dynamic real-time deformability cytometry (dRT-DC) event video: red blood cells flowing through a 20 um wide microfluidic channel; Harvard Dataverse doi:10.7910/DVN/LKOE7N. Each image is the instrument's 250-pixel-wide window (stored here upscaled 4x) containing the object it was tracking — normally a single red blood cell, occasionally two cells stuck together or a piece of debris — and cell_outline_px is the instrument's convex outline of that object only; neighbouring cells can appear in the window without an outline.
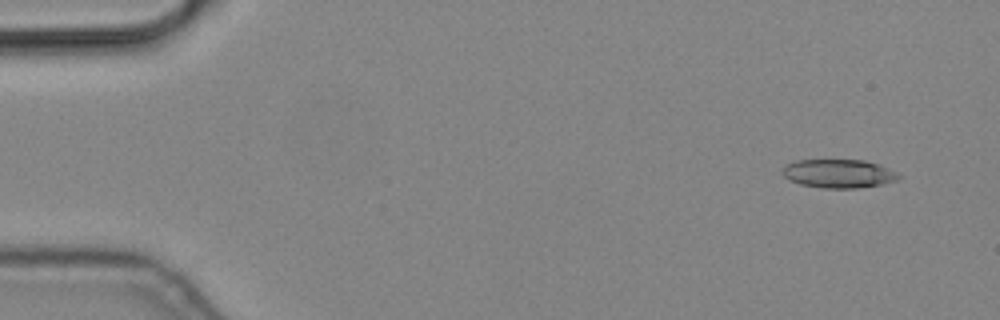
{"species": "common noctule bat (a hibernating species)", "species_latin": "Nyctalus noctula", "temperature_condition": "cold", "stored_images_in_passage": 9, "camera_frame_rate_fps": 3000, "um_per_image_px": 0.085, "animal": {"sex": "male", "body_mass_g": 19.2, "forearm_length_mm": 51.8}, "frame": {"image": 1, "passage_image": 1, "time_ms": 0.0, "image_size_px": [1000, 320], "cell_outline_px": [[900, 176], [896, 180], [880, 184], [856, 188], [824, 188], [800, 184], [788, 180], [780, 172], [784, 164], [796, 160], [864, 160], [880, 164], [896, 172]], "centroid_in_image_um": [71.22, 14.74], "position_along_channel_um": 13.8, "area_um2": 19.42}}
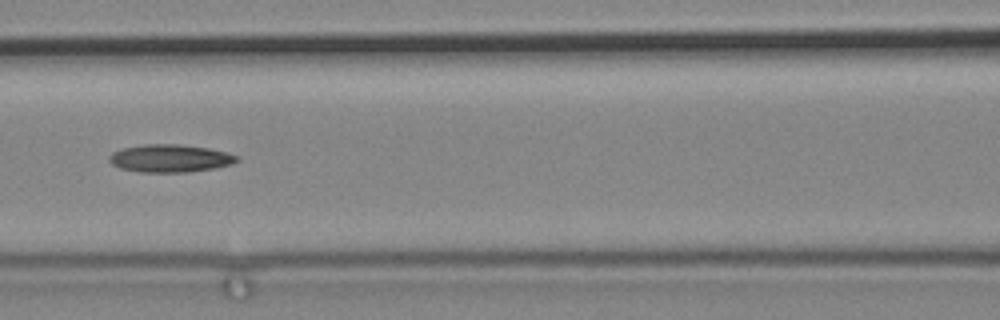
{"frame": {"image": 2, "passage_image": 7, "time_ms": 2.0, "image_size_px": [1000, 320], "cell_outline_px": [[240, 160], [232, 164], [216, 168], [188, 172], [140, 172], [120, 168], [112, 164], [108, 160], [108, 156], [112, 152], [124, 148], [144, 144], [176, 144], [208, 148], [224, 152], [236, 156]], "centroid_in_image_um": [14.43, 13.46], "position_along_channel_um": 152.2, "area_um2": 20.58}}
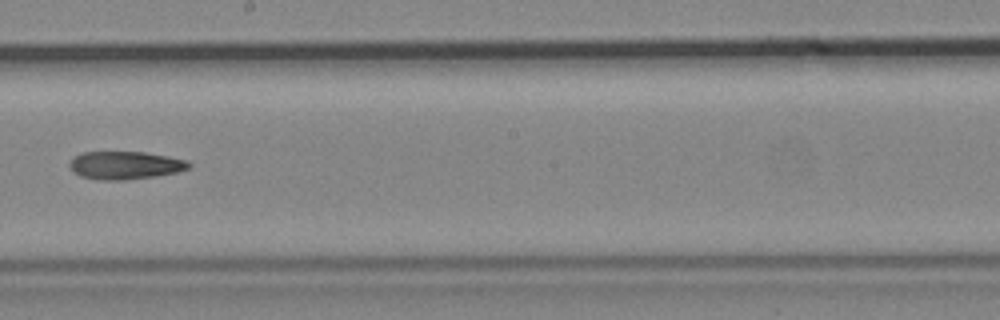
{"frame": {"image": 3, "passage_image": 9, "time_ms": 2.667, "image_size_px": [1000, 320], "cell_outline_px": [[192, 168], [176, 172], [156, 176], [124, 180], [96, 180], [80, 176], [72, 172], [68, 164], [72, 156], [84, 152], [144, 152], [168, 156], [188, 160], [192, 164]], "centroid_in_image_um": [10.62, 14.05], "position_along_channel_um": 237.6, "area_um2": 19.77}}